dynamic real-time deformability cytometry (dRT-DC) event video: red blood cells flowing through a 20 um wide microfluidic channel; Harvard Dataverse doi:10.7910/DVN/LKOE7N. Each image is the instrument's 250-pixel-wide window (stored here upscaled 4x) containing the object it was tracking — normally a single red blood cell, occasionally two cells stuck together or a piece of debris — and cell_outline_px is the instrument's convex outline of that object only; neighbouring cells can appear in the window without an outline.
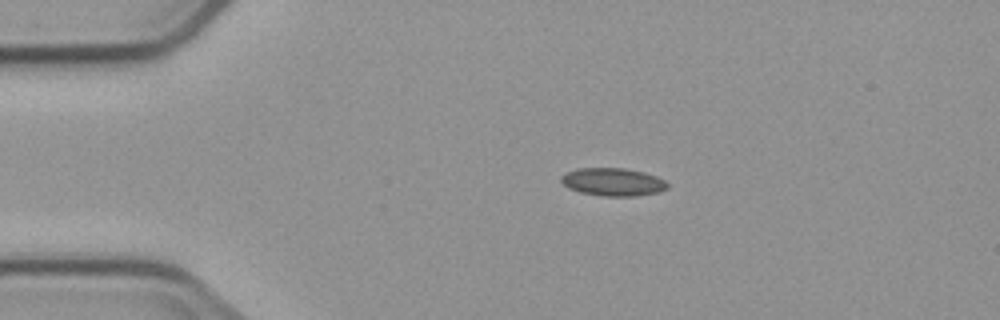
{"species": "common noctule bat (a hibernating species)", "species_latin": "Nyctalus noctula", "temperature_condition": "cold", "stored_images_in_passage": 7, "camera_frame_rate_fps": 3000, "um_per_image_px": 0.085, "animal": {"sex": "male", "body_mass_g": 23.1, "forearm_length_mm": 52.7}, "frame": {"image": 1, "passage_image": 7, "time_ms": 7.667, "image_size_px": [1000, 320], "cell_outline_px": [[668, 188], [660, 192], [636, 196], [604, 196], [580, 192], [568, 188], [560, 180], [560, 176], [576, 168], [624, 168], [644, 172], [656, 176], [664, 180], [668, 184]], "centroid_in_image_um": [52.11, 15.46], "position_along_channel_um": 32.9, "area_um2": 17.34}}